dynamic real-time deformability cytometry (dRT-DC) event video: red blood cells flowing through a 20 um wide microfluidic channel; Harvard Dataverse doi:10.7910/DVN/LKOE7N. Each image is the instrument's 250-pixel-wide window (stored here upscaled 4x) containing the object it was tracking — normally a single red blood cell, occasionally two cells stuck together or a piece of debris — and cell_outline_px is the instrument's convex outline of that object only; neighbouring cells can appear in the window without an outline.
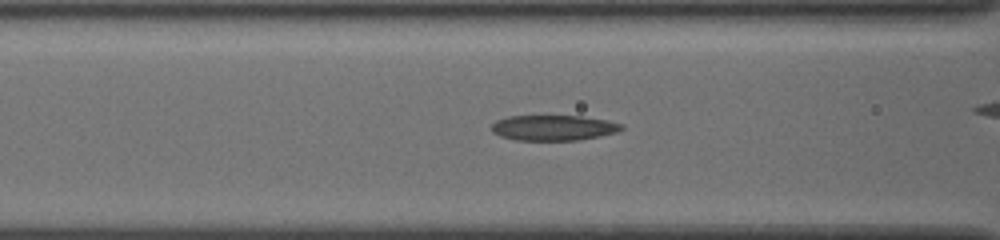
{"species": "common noctule bat (a hibernating species)", "species_latin": "Nyctalus noctula", "temperature_condition": "cold", "stored_images_in_passage": 48, "camera_frame_rate_fps": 3000, "um_per_image_px": 0.085, "animal": {"sex": "female", "body_mass_g": 19.5, "forearm_length_mm": 54.1}, "frame": {"image": 1, "passage_image": 26, "time_ms": 8.333, "image_size_px": [1000, 240], "cell_outline_px": [[624, 128], [616, 132], [600, 136], [580, 140], [516, 140], [500, 136], [492, 132], [492, 124], [496, 120], [508, 116], [580, 116], [608, 120], [624, 124]], "centroid_in_image_um": [47.06, 10.86], "position_along_channel_um": 119.5, "area_um2": 19.31}}
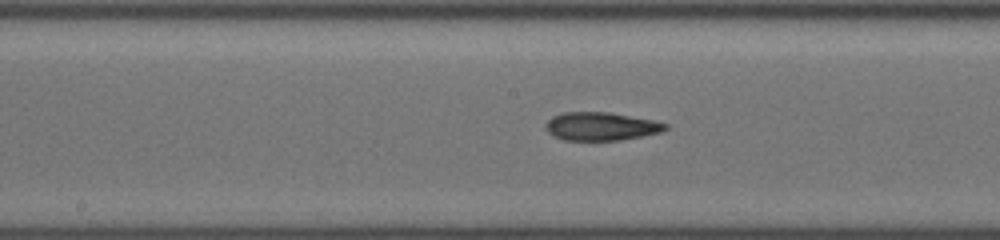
{"frame": {"image": 2, "passage_image": 32, "time_ms": 10.333, "image_size_px": [1000, 240], "cell_outline_px": [[668, 128], [660, 132], [620, 140], [564, 140], [552, 136], [544, 128], [544, 124], [552, 116], [564, 112], [608, 112], [652, 120], [668, 124]], "centroid_in_image_um": [51.03, 10.74], "position_along_channel_um": 197.2, "area_um2": 19.65}}
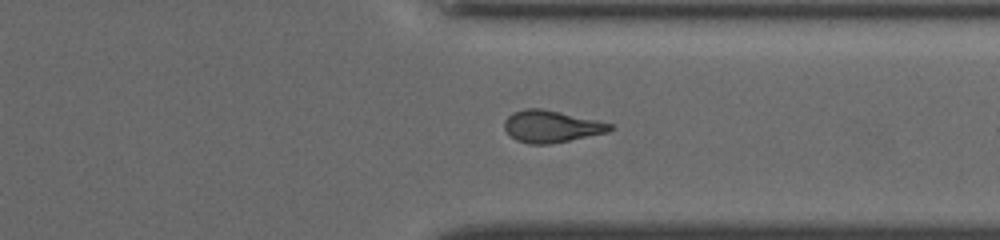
{"frame": {"image": 3, "passage_image": 45, "time_ms": 14.667, "image_size_px": [1000, 240], "cell_outline_px": [[612, 128], [608, 132], [548, 144], [528, 144], [516, 140], [504, 128], [504, 120], [512, 112], [524, 108], [540, 108], [596, 120], [612, 124]], "centroid_in_image_um": [46.81, 10.74], "position_along_channel_um": 364.6, "area_um2": 19.36}}